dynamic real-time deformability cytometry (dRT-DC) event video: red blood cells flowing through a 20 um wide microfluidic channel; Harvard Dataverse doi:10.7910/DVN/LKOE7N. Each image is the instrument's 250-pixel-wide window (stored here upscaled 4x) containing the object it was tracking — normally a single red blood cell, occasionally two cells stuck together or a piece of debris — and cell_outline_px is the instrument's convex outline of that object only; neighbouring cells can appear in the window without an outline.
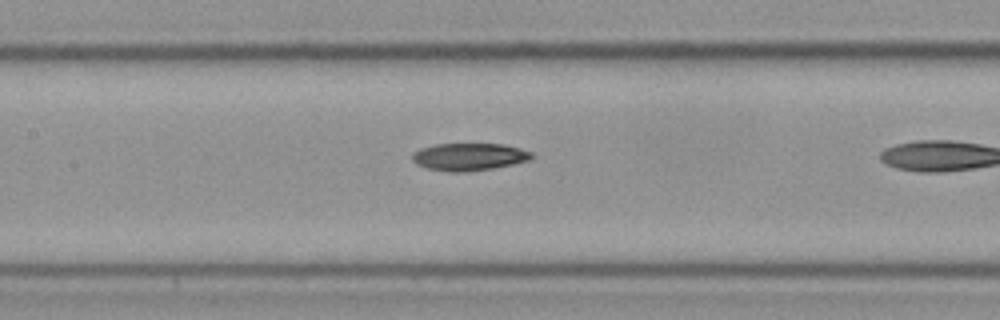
{"species": "Egyptian fruit bat (a non-hibernating species)", "species_latin": "Rousettus aegyptiacus", "temperature_condition": "cold", "stored_images_in_passage": 42, "camera_frame_rate_fps": 3000, "um_per_image_px": 0.085, "frame": {"image": 1, "passage_image": 24, "time_ms": 7.667, "image_size_px": [1000, 320], "cell_outline_px": [[536, 156], [528, 160], [512, 164], [492, 168], [468, 172], [452, 172], [428, 168], [416, 164], [412, 160], [412, 152], [420, 148], [436, 144], [504, 144], [520, 148], [532, 152]], "centroid_in_image_um": [39.87, 13.32], "position_along_channel_um": 167.5, "area_um2": 19.13}}
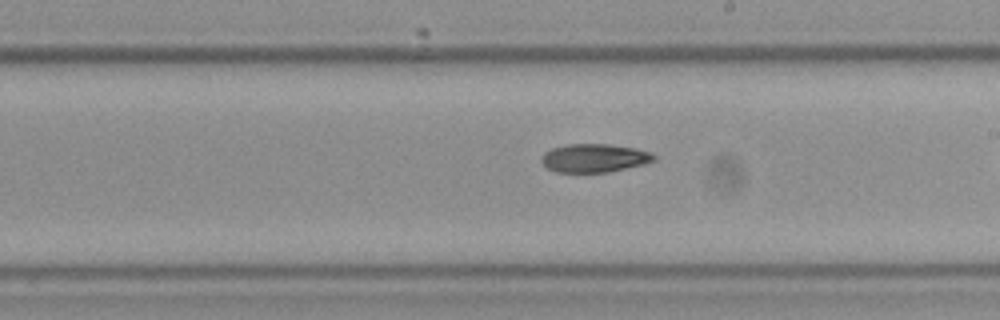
{"frame": {"image": 2, "passage_image": 30, "time_ms": 9.667, "image_size_px": [1000, 320], "cell_outline_px": [[656, 160], [644, 164], [608, 172], [556, 172], [548, 168], [540, 160], [540, 156], [544, 152], [552, 148], [568, 144], [608, 144], [636, 148], [652, 152], [656, 156]], "centroid_in_image_um": [50.52, 13.43], "position_along_channel_um": 238.5, "area_um2": 18.73}}
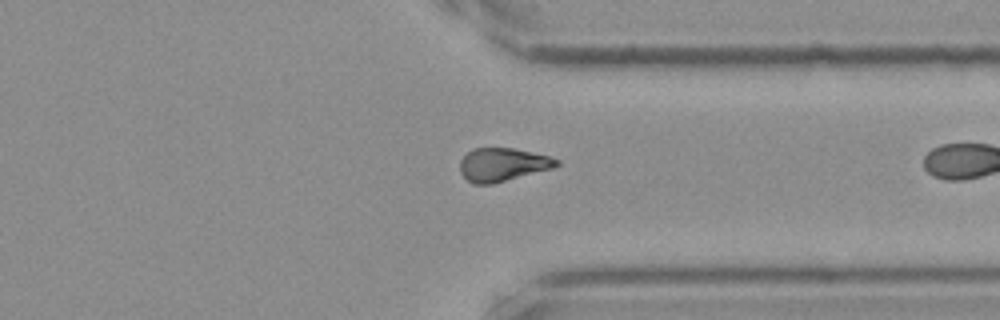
{"frame": {"image": 3, "passage_image": 41, "time_ms": 13.333, "image_size_px": [1000, 320], "cell_outline_px": [[560, 164], [552, 168], [492, 184], [472, 184], [460, 172], [460, 160], [472, 148], [516, 148], [548, 156], [560, 160]], "centroid_in_image_um": [42.71, 13.98], "position_along_channel_um": 368.7, "area_um2": 18.67}}